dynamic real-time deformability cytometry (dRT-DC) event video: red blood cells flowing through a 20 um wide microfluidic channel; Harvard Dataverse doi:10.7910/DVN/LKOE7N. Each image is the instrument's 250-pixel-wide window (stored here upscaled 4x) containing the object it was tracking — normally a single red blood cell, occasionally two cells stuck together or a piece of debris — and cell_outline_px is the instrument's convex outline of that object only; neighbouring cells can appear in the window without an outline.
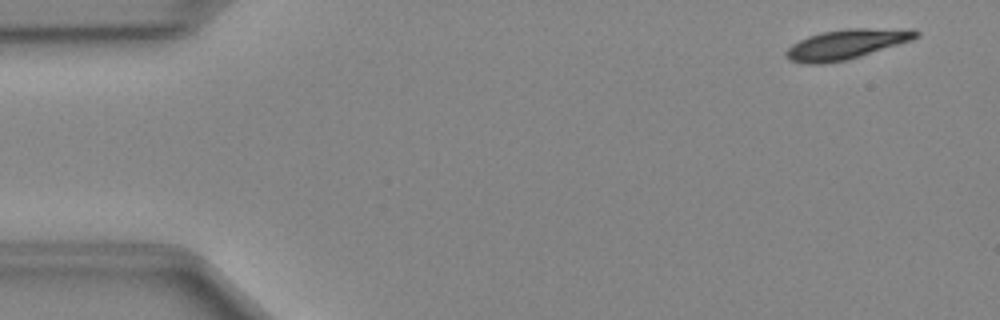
{"species": "Egyptian fruit bat (a non-hibernating species)", "species_latin": "Rousettus aegyptiacus", "temperature_condition": "cold", "stored_images_in_passage": 46, "camera_frame_rate_fps": 3000, "um_per_image_px": 0.085, "animal": {"sex": "female"}, "frame": {"image": 1, "passage_image": 1, "time_ms": 0.0, "image_size_px": [1000, 320], "cell_outline_px": [[920, 36], [912, 40], [848, 60], [824, 64], [804, 64], [788, 60], [784, 56], [784, 52], [792, 44], [808, 36], [824, 32], [848, 28], [912, 28], [920, 32]], "centroid_in_image_um": [71.96, 3.76], "position_along_channel_um": 13.0, "area_um2": 22.95}}
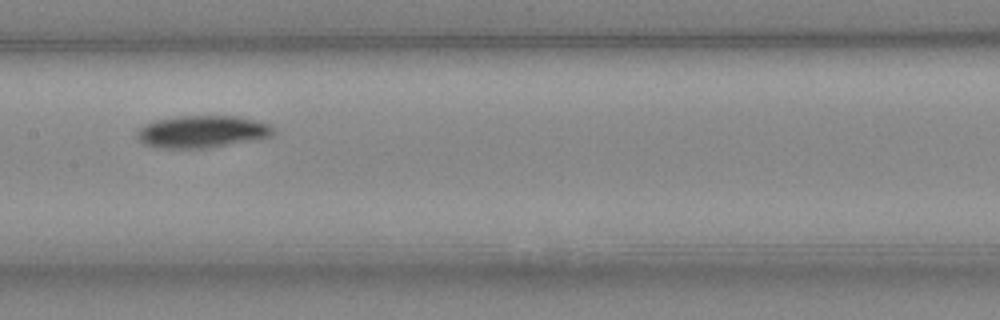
{"frame": {"image": 2, "passage_image": 22, "time_ms": 7.0, "image_size_px": [1000, 320], "cell_outline_px": [[276, 132], [260, 140], [212, 148], [160, 148], [144, 144], [136, 140], [136, 132], [144, 124], [156, 120], [180, 116], [236, 116], [272, 124], [276, 128]], "centroid_in_image_um": [17.22, 11.21], "position_along_channel_um": 190.2, "area_um2": 26.13}}
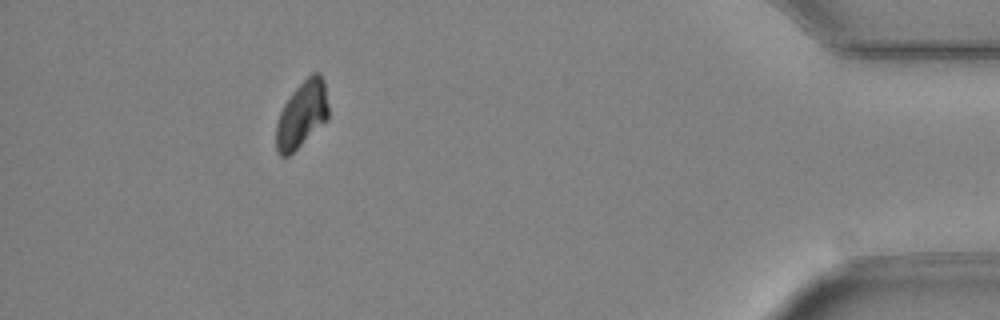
{"frame": {"image": 3, "passage_image": 42, "time_ms": 13.667, "image_size_px": [1000, 320], "cell_outline_px": [[328, 120], [288, 156], [280, 156], [276, 152], [276, 124], [280, 112], [284, 104], [292, 92], [312, 72], [320, 72], [324, 80], [328, 104]], "centroid_in_image_um": [25.66, 9.72], "position_along_channel_um": 409.5, "area_um2": 20.29}}